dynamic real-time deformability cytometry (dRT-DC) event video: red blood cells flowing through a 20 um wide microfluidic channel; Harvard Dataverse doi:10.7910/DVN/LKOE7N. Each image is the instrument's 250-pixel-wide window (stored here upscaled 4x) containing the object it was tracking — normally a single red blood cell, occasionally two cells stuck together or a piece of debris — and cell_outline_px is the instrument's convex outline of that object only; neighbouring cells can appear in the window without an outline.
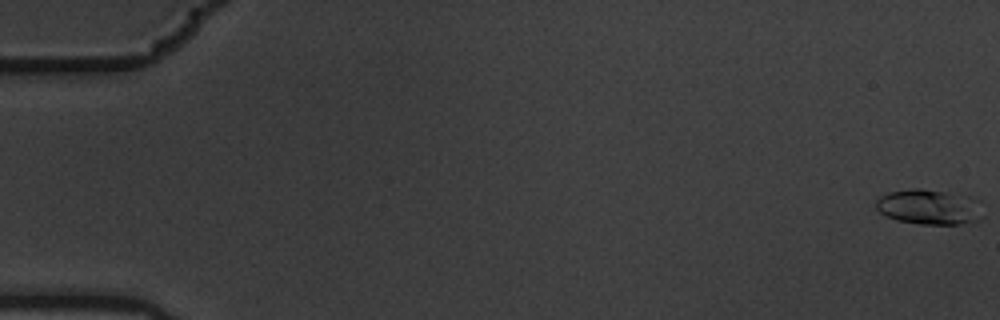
{"species": "common noctule bat (a hibernating species)", "species_latin": "Nyctalus noctula", "temperature_condition": "warm", "stored_images_in_passage": 6, "camera_frame_rate_fps": 3000, "um_per_image_px": 0.085, "animal": {"sex": "male", "body_mass_g": 19.5, "forearm_length_mm": 54.6}, "frame": {"image": 1, "passage_image": 1, "time_ms": 0.0, "image_size_px": [1000, 320], "cell_outline_px": [[968, 220], [960, 224], [920, 224], [896, 220], [880, 212], [876, 208], [876, 200], [880, 196], [888, 192], [912, 188], [920, 188], [968, 196]], "centroid_in_image_um": [78.56, 17.56], "position_along_channel_um": 6.4, "area_um2": 19.77}}
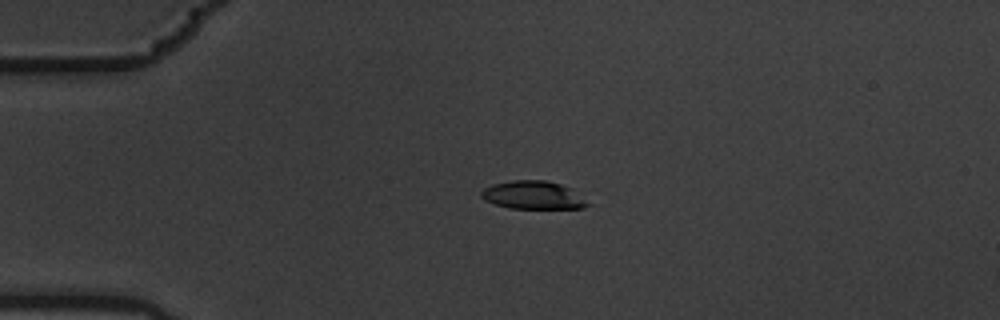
{"frame": {"image": 2, "passage_image": 5, "time_ms": 1.333, "image_size_px": [1000, 320], "cell_outline_px": [[592, 204], [584, 208], [508, 208], [484, 200], [480, 196], [480, 192], [484, 188], [492, 184], [512, 180], [544, 180], [560, 184], [572, 188]], "centroid_in_image_um": [45.33, 16.58], "position_along_channel_um": 39.7, "area_um2": 17.57}}